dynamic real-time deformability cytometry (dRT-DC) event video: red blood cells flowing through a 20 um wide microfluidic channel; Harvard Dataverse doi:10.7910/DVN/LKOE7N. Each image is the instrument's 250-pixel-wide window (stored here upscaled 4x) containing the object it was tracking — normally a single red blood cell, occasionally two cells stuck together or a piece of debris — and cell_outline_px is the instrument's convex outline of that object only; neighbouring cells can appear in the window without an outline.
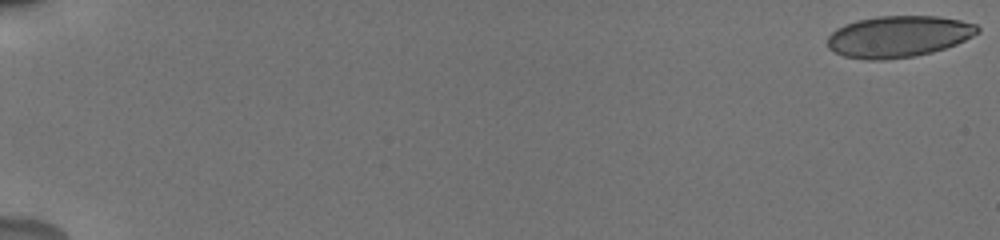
{"species": "human", "species_latin": "Homo sapiens", "temperature_condition": "cold", "stored_images_in_passage": 56, "camera_frame_rate_fps": 3000, "um_per_image_px": 0.085, "donor": {"sex": "male"}, "frame": {"image": 1, "passage_image": 1, "time_ms": 0.0, "image_size_px": [1000, 240], "cell_outline_px": [[980, 32], [956, 44], [932, 52], [912, 56], [884, 60], [864, 60], [844, 56], [828, 48], [828, 36], [836, 28], [844, 24], [856, 20], [880, 16], [936, 16], [960, 20], [976, 24], [980, 28]], "centroid_in_image_um": [76.35, 3.1], "position_along_channel_um": 8.6, "area_um2": 36.24}}
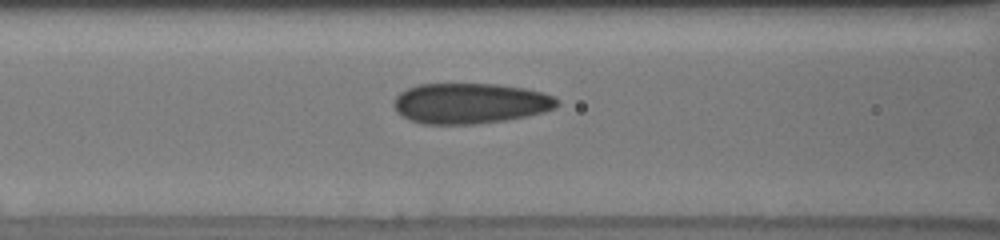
{"frame": {"image": 2, "passage_image": 26, "time_ms": 8.333, "image_size_px": [1000, 240], "cell_outline_px": [[560, 104], [556, 108], [544, 112], [528, 116], [508, 120], [472, 124], [420, 124], [408, 120], [400, 116], [396, 112], [396, 96], [400, 92], [408, 88], [420, 84], [496, 84], [524, 88], [544, 92], [560, 100]], "centroid_in_image_um": [40.0, 8.79], "position_along_channel_um": 126.6, "area_um2": 38.84}}
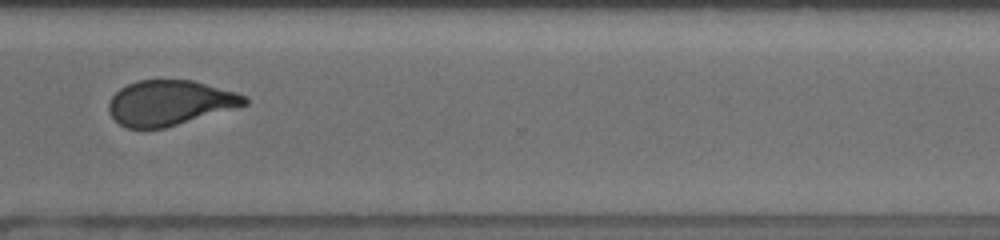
{"frame": {"image": 3, "passage_image": 44, "time_ms": 14.333, "image_size_px": [1000, 240], "cell_outline_px": [[248, 104], [164, 128], [128, 128], [120, 124], [108, 112], [108, 104], [112, 96], [120, 88], [136, 80], [192, 80], [236, 92], [248, 96]], "centroid_in_image_um": [14.42, 8.73], "position_along_channel_um": 356.2, "area_um2": 35.43}, "authors_computed_cell_mechanics": {"area_um2": 37.281, "velocity_mm_per_s": 3.8324, "shape_relaxation_time_tau1_ms": 5.2113, "shape_relaxation_time_tau2_ms": 1.2297, "deformation_change_tau1": 0.1475, "deformation_change_tau2": 0.076}}